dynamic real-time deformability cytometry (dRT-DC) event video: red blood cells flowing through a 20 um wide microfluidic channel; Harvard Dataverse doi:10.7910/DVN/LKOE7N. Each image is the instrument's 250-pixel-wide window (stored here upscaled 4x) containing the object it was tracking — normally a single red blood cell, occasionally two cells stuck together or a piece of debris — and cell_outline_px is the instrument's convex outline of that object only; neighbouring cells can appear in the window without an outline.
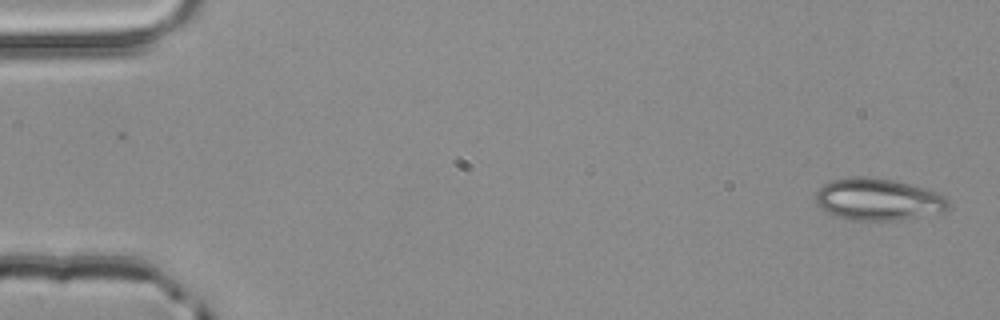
{"species": "common noctule bat (a hibernating species)", "species_latin": "Nyctalus noctula", "temperature_condition": "room temperature", "stored_images_in_passage": 4, "camera_frame_rate_fps": 3000, "um_per_image_px": 0.085, "animal": {"sex": "male", "body_mass_g": 20.4}, "frame": {"image": 1, "passage_image": 1, "time_ms": 0.0, "image_size_px": [1000, 320], "cell_outline_px": [[948, 208], [940, 212], [896, 220], [852, 220], [828, 212], [816, 204], [816, 192], [824, 184], [832, 180], [852, 176], [868, 176], [896, 180], [936, 192], [944, 196], [948, 200]], "centroid_in_image_um": [74.61, 16.92], "position_along_channel_um": 10.4, "area_um2": 32.08}}